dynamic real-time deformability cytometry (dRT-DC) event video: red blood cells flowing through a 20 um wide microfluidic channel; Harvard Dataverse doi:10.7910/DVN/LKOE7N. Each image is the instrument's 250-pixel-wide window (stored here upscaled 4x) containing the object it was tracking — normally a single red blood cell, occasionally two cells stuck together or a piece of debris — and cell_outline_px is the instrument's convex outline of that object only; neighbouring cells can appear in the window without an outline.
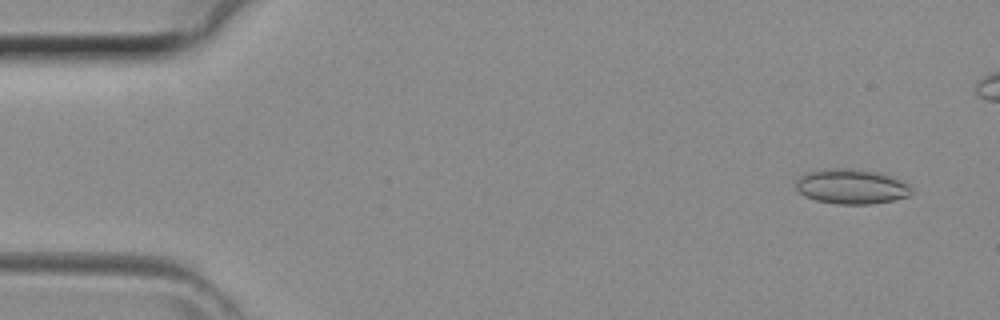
{"species": "common noctule bat (a hibernating species)", "species_latin": "Nyctalus noctula", "temperature_condition": "room temperature", "stored_images_in_passage": 38, "camera_frame_rate_fps": 3000, "um_per_image_px": 0.085, "animal": {"sex": "female", "body_mass_g": 29.2, "forearm_length_mm": 56.3}, "frame": {"image": 1, "passage_image": 3, "time_ms": 0.667, "image_size_px": [1000, 320], "cell_outline_px": [[912, 192], [908, 196], [892, 200], [872, 204], [836, 204], [816, 200], [804, 196], [796, 188], [796, 180], [804, 172], [828, 168], [848, 168], [880, 172], [904, 180], [912, 184]], "centroid_in_image_um": [72.4, 15.84], "position_along_channel_um": 12.6, "area_um2": 23.93}}
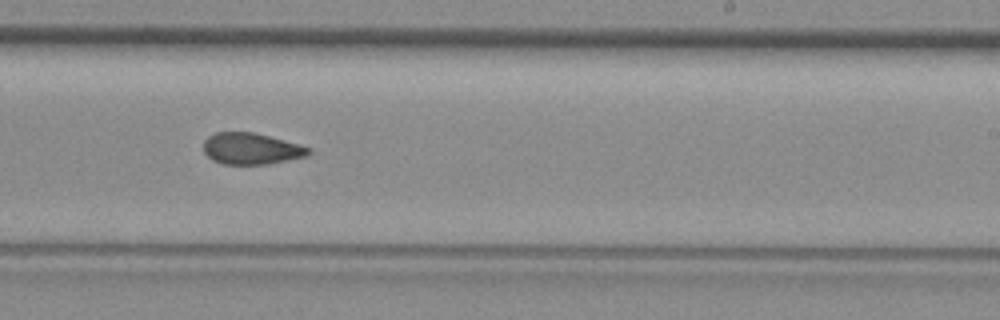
{"frame": {"image": 2, "passage_image": 26, "time_ms": 8.333, "image_size_px": [1000, 320], "cell_outline_px": [[312, 152], [304, 156], [288, 160], [264, 164], [224, 164], [212, 160], [204, 152], [204, 140], [208, 136], [216, 132], [252, 132], [268, 136], [312, 148]], "centroid_in_image_um": [21.33, 12.63], "position_along_channel_um": 267.7, "area_um2": 19.02}}
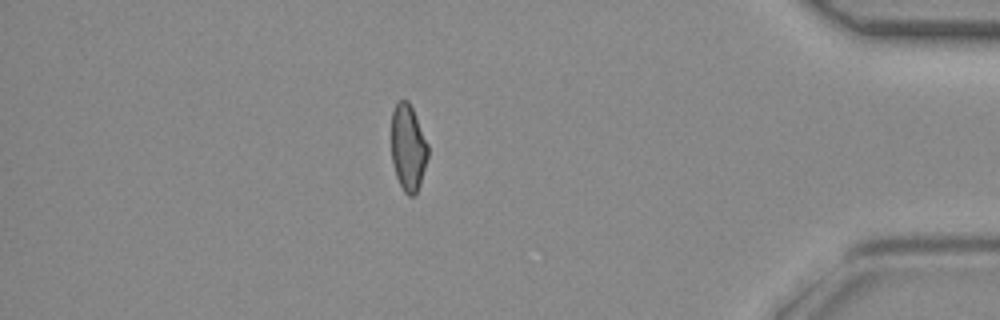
{"frame": {"image": 3, "passage_image": 37, "time_ms": 12.0, "image_size_px": [1000, 320], "cell_outline_px": [[428, 156], [420, 184], [416, 192], [412, 196], [408, 196], [404, 192], [396, 176], [392, 160], [392, 112], [396, 104], [400, 100], [408, 100], [412, 108], [428, 144]], "centroid_in_image_um": [34.69, 12.56], "position_along_channel_um": 400.5, "area_um2": 18.21}}